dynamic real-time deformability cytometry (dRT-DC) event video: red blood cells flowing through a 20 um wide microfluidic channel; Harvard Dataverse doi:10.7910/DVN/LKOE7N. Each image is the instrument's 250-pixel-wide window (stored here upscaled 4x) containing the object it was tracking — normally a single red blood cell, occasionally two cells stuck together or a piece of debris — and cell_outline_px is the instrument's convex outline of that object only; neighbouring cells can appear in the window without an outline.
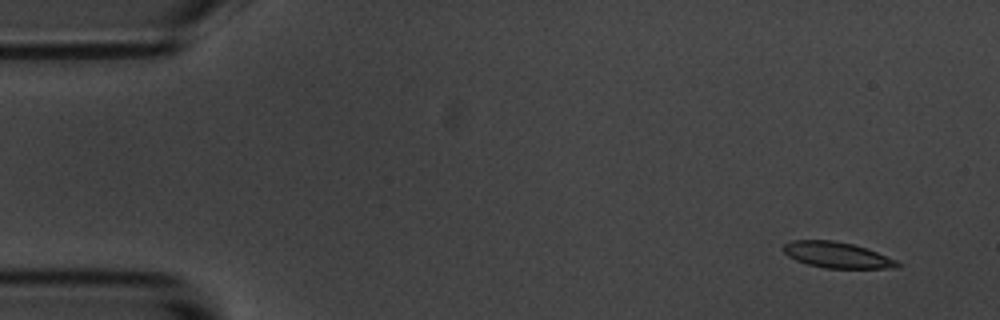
{"species": "common noctule bat (a hibernating species)", "species_latin": "Nyctalus noctula", "temperature_condition": "room temperature", "stored_images_in_passage": 6, "camera_frame_rate_fps": 3000, "um_per_image_px": 0.085, "animal": {"sex": "male", "body_mass_g": 20.1, "forearm_length_mm": 53.5}, "frame": {"image": 1, "passage_image": 1, "time_ms": 0.0, "image_size_px": [1000, 320], "cell_outline_px": [[904, 264], [900, 268], [824, 268], [808, 264], [796, 260], [788, 256], [784, 252], [784, 244], [792, 240], [832, 240], [852, 244], [868, 248], [896, 260]], "centroid_in_image_um": [71.2, 21.68], "position_along_channel_um": 13.8, "area_um2": 17.28}}
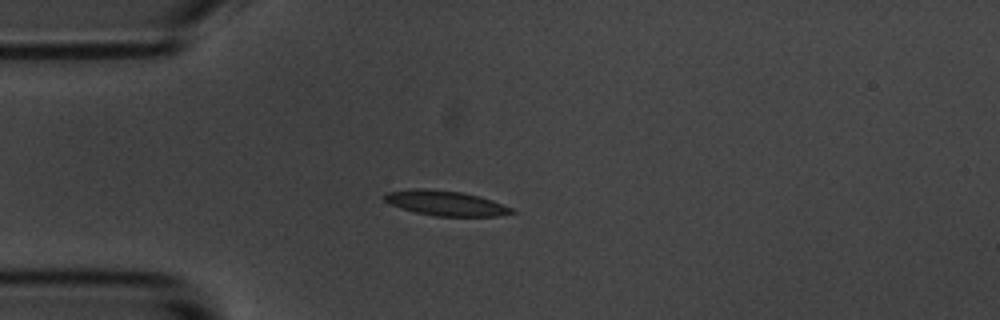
{"frame": {"image": 2, "passage_image": 4, "time_ms": 3.667, "image_size_px": [1000, 320], "cell_outline_px": [[516, 212], [496, 216], [436, 216], [416, 212], [392, 204], [384, 200], [384, 196], [388, 192], [412, 188], [424, 188], [460, 192], [480, 196], [492, 200], [512, 208]], "centroid_in_image_um": [37.9, 17.26], "position_along_channel_um": 47.1, "area_um2": 18.21}}